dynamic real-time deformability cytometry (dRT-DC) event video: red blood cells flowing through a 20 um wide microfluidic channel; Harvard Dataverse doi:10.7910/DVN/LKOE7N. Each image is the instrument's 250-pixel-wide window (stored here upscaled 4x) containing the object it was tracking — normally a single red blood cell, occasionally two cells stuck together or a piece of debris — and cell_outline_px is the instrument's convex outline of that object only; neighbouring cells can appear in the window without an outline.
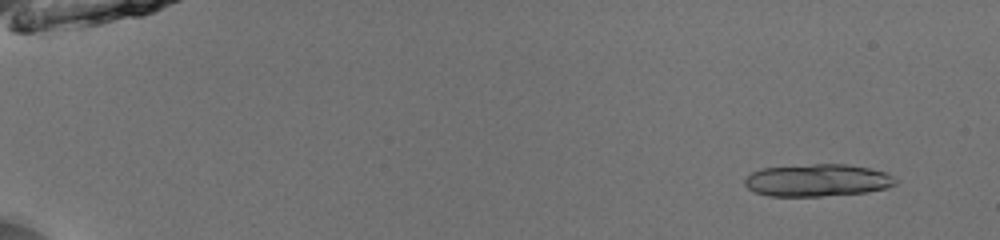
{"species": "common noctule bat (a hibernating species)", "species_latin": "Nyctalus noctula", "temperature_condition": "room temperature", "stored_images_in_passage": 18, "camera_frame_rate_fps": 3000, "um_per_image_px": 0.085, "animal": {"sex": "male", "body_mass_g": 13.0, "forearm_length_mm": 53.1}, "frame": {"image": 1, "passage_image": 4, "time_ms": 1.0, "image_size_px": [1000, 240], "cell_outline_px": [[896, 184], [888, 188], [864, 192], [820, 196], [768, 196], [756, 192], [748, 188], [744, 184], [744, 180], [752, 172], [760, 168], [812, 164], [848, 164], [868, 168], [884, 172], [892, 176], [896, 180]], "centroid_in_image_um": [69.46, 15.32], "position_along_channel_um": 15.5, "area_um2": 28.32}}